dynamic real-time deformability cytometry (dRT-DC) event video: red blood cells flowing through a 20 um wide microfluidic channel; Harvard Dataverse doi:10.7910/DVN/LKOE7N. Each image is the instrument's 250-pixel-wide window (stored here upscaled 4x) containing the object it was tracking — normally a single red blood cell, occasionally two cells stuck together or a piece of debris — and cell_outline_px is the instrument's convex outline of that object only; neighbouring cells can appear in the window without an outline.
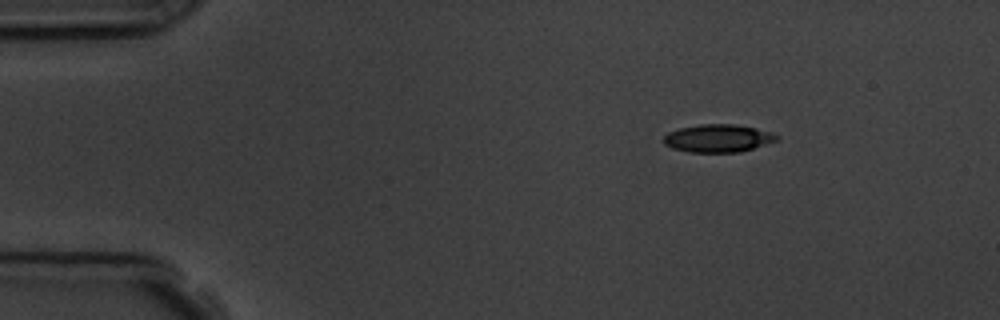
{"species": "common noctule bat (a hibernating species)", "species_latin": "Nyctalus noctula", "temperature_condition": "room temperature", "stored_images_in_passage": 3, "camera_frame_rate_fps": 3000, "um_per_image_px": 0.085, "animal": {"sex": "male", "body_mass_g": 19.5, "forearm_length_mm": 54.6}, "frame": {"image": 1, "passage_image": 1, "time_ms": 0.0, "image_size_px": [1000, 320], "cell_outline_px": [[780, 136], [776, 140], [740, 152], [688, 152], [672, 148], [664, 144], [664, 136], [668, 132], [680, 128], [700, 124], [736, 124], [756, 128], [772, 132]], "centroid_in_image_um": [61.01, 11.74], "position_along_channel_um": 24.0, "area_um2": 18.26}}